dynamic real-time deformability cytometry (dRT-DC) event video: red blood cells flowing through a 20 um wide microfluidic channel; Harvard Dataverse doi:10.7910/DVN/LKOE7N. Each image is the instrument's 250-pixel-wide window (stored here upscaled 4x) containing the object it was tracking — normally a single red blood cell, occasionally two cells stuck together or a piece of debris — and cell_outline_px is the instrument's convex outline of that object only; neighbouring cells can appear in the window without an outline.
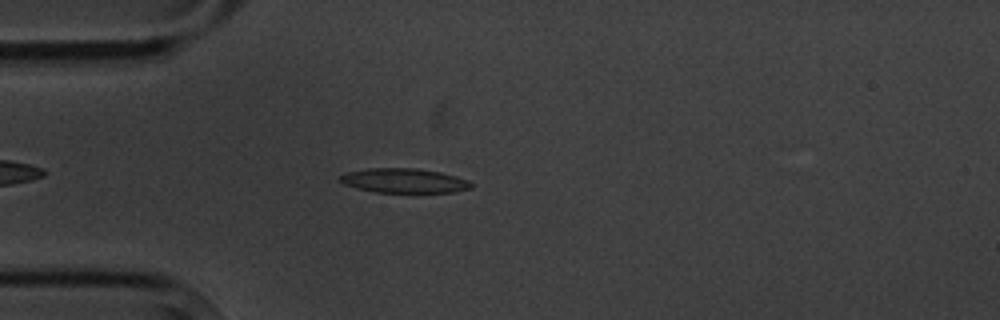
{"species": "common noctule bat (a hibernating species)", "species_latin": "Nyctalus noctula", "temperature_condition": "cold", "stored_images_in_passage": 4, "camera_frame_rate_fps": 3000, "um_per_image_px": 0.085, "animal": {"sex": "male", "body_mass_g": 20.1, "forearm_length_mm": 53.5}, "frame": {"image": 1, "passage_image": 3, "time_ms": 2.333, "image_size_px": [1000, 320], "cell_outline_px": [[472, 188], [452, 192], [376, 192], [356, 188], [344, 184], [336, 180], [344, 172], [368, 168], [416, 168], [440, 172], [456, 176], [468, 180], [472, 184]], "centroid_in_image_um": [34.29, 15.35], "position_along_channel_um": 50.7, "area_um2": 18.79}}